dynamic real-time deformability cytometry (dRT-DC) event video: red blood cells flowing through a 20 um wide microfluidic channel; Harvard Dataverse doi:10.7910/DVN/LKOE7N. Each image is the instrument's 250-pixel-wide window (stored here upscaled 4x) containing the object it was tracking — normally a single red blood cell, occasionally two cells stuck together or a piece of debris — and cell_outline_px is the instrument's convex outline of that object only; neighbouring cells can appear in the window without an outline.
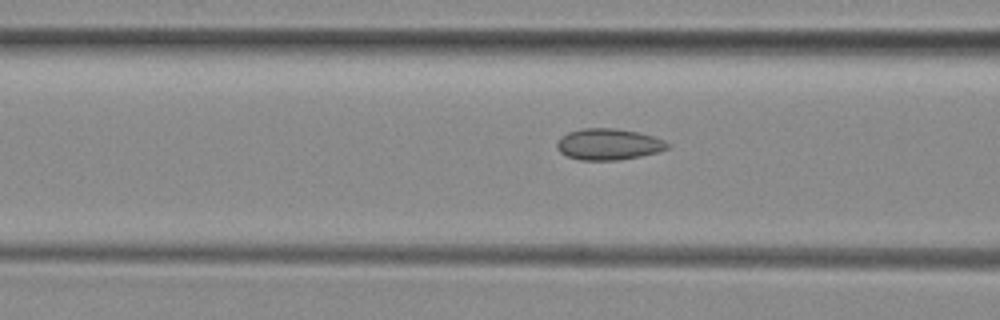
{"species": "common noctule bat (a hibernating species)", "species_latin": "Nyctalus noctula", "temperature_condition": "room temperature", "stored_images_in_passage": 40, "camera_frame_rate_fps": 3000, "um_per_image_px": 0.085, "animal": {"sex": "female", "body_mass_g": 29.2, "forearm_length_mm": 56.3}, "frame": {"image": 1, "passage_image": 19, "time_ms": 6.0, "image_size_px": [1000, 320], "cell_outline_px": [[672, 144], [668, 148], [656, 152], [640, 156], [616, 160], [580, 160], [568, 156], [560, 152], [556, 148], [556, 144], [560, 136], [568, 132], [584, 128], [616, 128], [640, 132], [664, 140]], "centroid_in_image_um": [51.71, 12.25], "position_along_channel_um": 114.9, "area_um2": 20.23}}
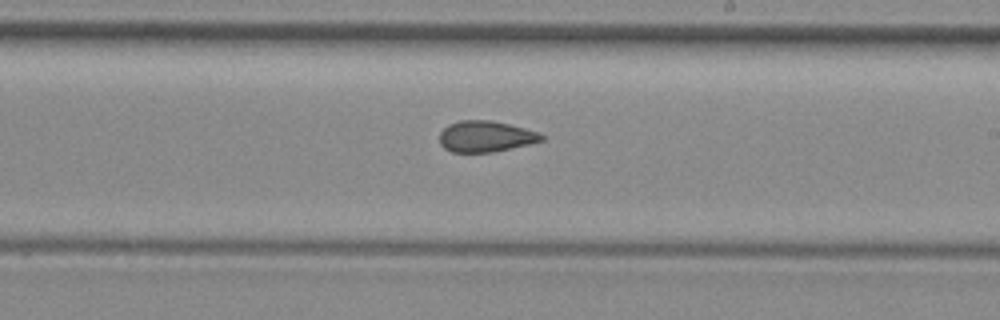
{"frame": {"image": 2, "passage_image": 29, "time_ms": 9.333, "image_size_px": [1000, 320], "cell_outline_px": [[544, 140], [528, 144], [492, 152], [452, 152], [444, 148], [440, 144], [440, 132], [448, 124], [460, 120], [492, 120], [540, 132], [544, 136]], "centroid_in_image_um": [41.27, 11.59], "position_along_channel_um": 247.7, "area_um2": 18.44}}
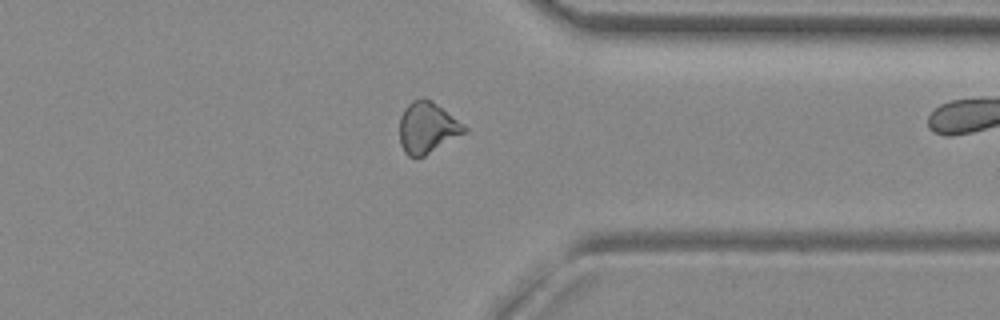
{"frame": {"image": 3, "passage_image": 39, "time_ms": 12.667, "image_size_px": [1000, 320], "cell_outline_px": [[468, 132], [424, 156], [408, 156], [404, 152], [400, 144], [400, 116], [404, 108], [412, 100], [424, 96], [432, 100], [464, 124], [468, 128]], "centroid_in_image_um": [36.33, 10.83], "position_along_channel_um": 375.1, "area_um2": 19.59}}